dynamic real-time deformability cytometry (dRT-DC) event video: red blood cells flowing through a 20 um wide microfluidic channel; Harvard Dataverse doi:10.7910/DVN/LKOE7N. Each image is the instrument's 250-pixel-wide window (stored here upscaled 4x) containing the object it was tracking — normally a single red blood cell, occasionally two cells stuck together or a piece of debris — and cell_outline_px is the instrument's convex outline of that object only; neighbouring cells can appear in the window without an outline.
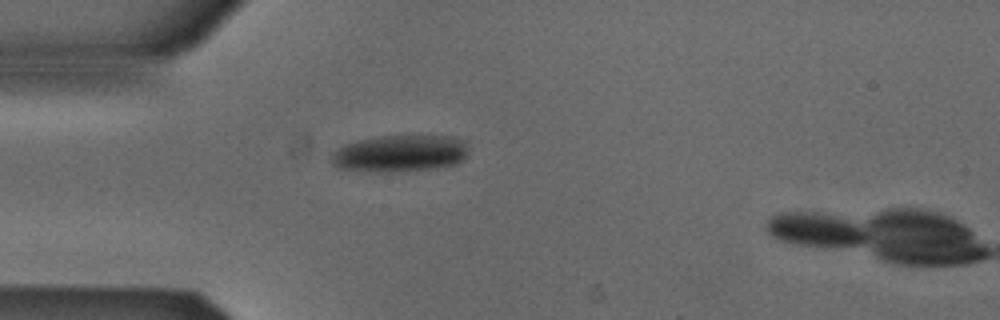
{"species": "Egyptian fruit bat (a non-hibernating species)", "species_latin": "Rousettus aegyptiacus", "temperature_condition": "cold", "stored_images_in_passage": 1, "camera_frame_rate_fps": 3000, "um_per_image_px": 0.085, "animal": {"sex": "male"}, "frame": {"image": 1, "passage_image": 1, "time_ms": 0.0, "image_size_px": [1000, 320], "cell_outline_px": [[468, 156], [464, 160], [456, 164], [444, 168], [400, 172], [372, 172], [336, 168], [328, 160], [332, 152], [344, 144], [360, 140], [380, 136], [452, 136], [464, 140], [468, 144]], "centroid_in_image_um": [34.02, 13.07], "position_along_channel_um": 51.0, "area_um2": 30.35}}